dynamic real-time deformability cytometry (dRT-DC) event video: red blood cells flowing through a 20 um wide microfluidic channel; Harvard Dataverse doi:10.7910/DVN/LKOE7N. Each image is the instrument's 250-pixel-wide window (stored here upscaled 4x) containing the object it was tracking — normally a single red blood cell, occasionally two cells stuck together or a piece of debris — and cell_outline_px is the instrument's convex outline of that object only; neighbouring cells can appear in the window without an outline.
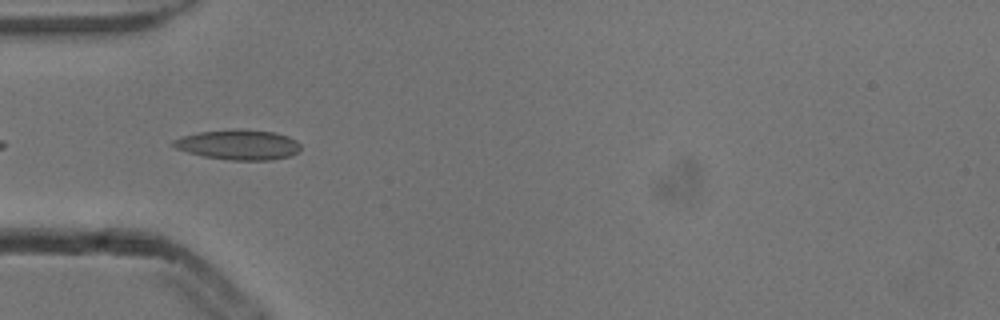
{"species": "common noctule bat (a hibernating species)", "species_latin": "Nyctalus noctula", "temperature_condition": "cold", "stored_images_in_passage": 8, "camera_frame_rate_fps": 3000, "um_per_image_px": 0.085, "animal": {"sex": "male", "body_mass_g": 13.3}, "frame": {"image": 1, "passage_image": 5, "time_ms": 1.333, "image_size_px": [1000, 320], "cell_outline_px": [[300, 148], [292, 156], [272, 160], [228, 160], [204, 156], [188, 152], [176, 148], [172, 144], [172, 140], [184, 136], [200, 132], [276, 132], [288, 136], [296, 140], [300, 144]], "centroid_in_image_um": [20.31, 12.36], "position_along_channel_um": 64.7, "area_um2": 21.27}}
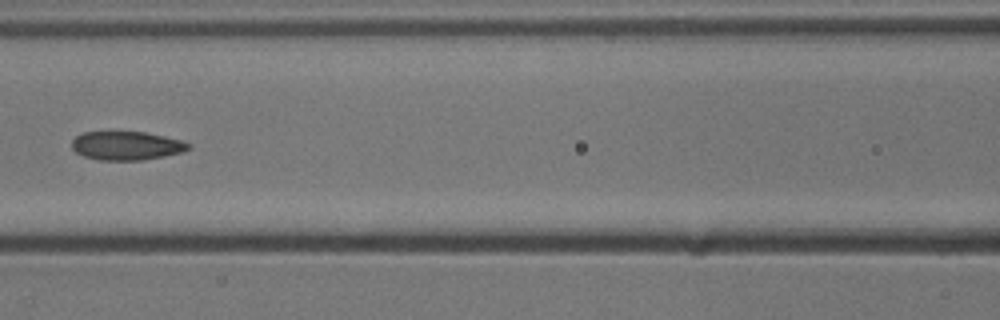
{"frame": {"image": 2, "passage_image": 7, "time_ms": 2.0, "image_size_px": [1000, 320], "cell_outline_px": [[192, 148], [180, 152], [164, 156], [140, 160], [100, 160], [84, 156], [76, 152], [72, 148], [72, 140], [76, 136], [84, 132], [144, 132], [164, 136], [180, 140], [192, 144]], "centroid_in_image_um": [10.76, 12.38], "position_along_channel_um": 155.8, "area_um2": 19.36}}
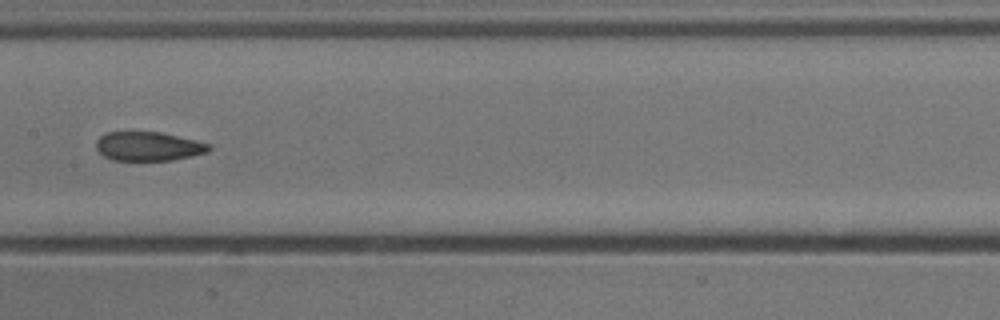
{"frame": {"image": 3, "passage_image": 8, "time_ms": 2.333, "image_size_px": [1000, 320], "cell_outline_px": [[212, 148], [208, 152], [192, 156], [172, 160], [112, 160], [104, 156], [96, 148], [96, 140], [100, 136], [108, 132], [160, 132], [196, 140], [212, 144]], "centroid_in_image_um": [12.64, 12.44], "position_along_channel_um": 194.8, "area_um2": 19.13}}